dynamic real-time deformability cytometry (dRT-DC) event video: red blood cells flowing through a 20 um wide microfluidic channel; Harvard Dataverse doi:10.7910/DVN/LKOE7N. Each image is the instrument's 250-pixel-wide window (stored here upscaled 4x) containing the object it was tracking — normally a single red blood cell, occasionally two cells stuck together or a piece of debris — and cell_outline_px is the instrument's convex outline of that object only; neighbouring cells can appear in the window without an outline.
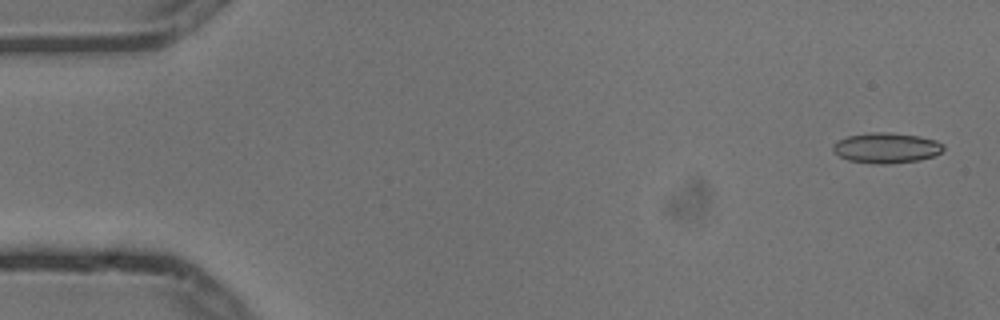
{"species": "common noctule bat (a hibernating species)", "species_latin": "Nyctalus noctula", "temperature_condition": "cold", "stored_images_in_passage": 5, "camera_frame_rate_fps": 3000, "um_per_image_px": 0.085, "animal": {"sex": "male", "body_mass_g": 13.3}, "frame": {"image": 1, "passage_image": 1, "time_ms": 0.0, "image_size_px": [1000, 320], "cell_outline_px": [[944, 148], [940, 152], [932, 156], [920, 160], [888, 164], [876, 164], [848, 160], [832, 152], [832, 144], [836, 140], [848, 136], [868, 132], [888, 132], [920, 136], [936, 140], [944, 144]], "centroid_in_image_um": [75.31, 12.56], "position_along_channel_um": 9.7, "area_um2": 19.77}}
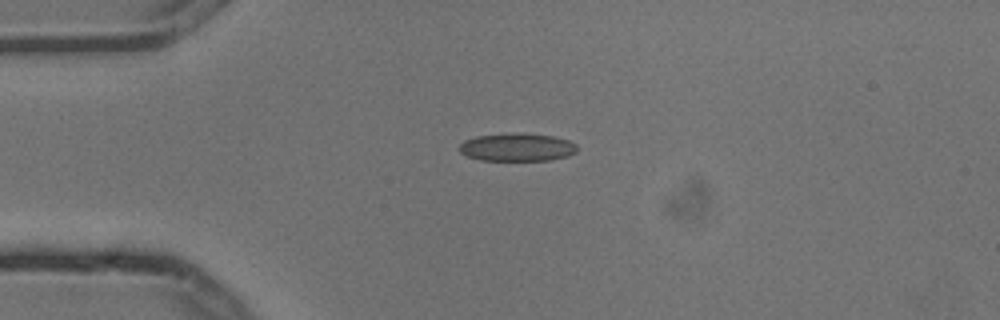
{"frame": {"image": 2, "passage_image": 4, "time_ms": 1.0, "image_size_px": [1000, 320], "cell_outline_px": [[576, 152], [568, 156], [548, 160], [480, 160], [468, 156], [460, 152], [460, 144], [464, 140], [476, 136], [552, 136], [568, 140], [576, 144]], "centroid_in_image_um": [43.96, 12.57], "position_along_channel_um": 41.0, "area_um2": 18.03}}